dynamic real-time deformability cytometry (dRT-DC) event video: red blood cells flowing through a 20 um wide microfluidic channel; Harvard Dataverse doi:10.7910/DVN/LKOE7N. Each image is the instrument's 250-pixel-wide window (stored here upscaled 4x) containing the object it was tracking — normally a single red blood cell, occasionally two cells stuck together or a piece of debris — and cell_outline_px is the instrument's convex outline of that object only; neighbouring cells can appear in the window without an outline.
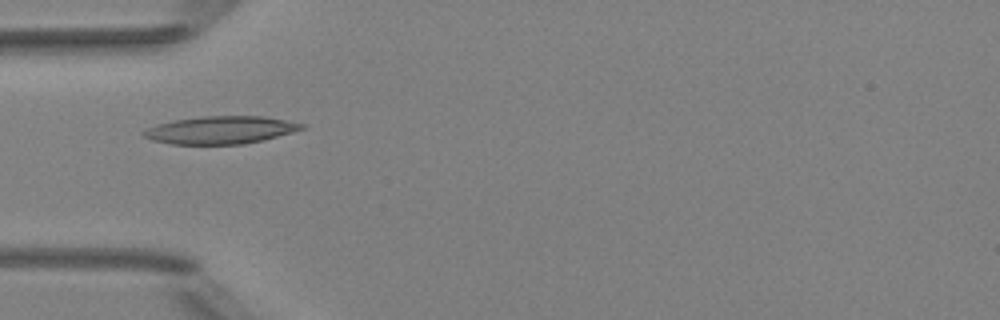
{"species": "Egyptian fruit bat (a non-hibernating species)", "species_latin": "Rousettus aegyptiacus", "temperature_condition": "room temperature", "stored_images_in_passage": 2, "camera_frame_rate_fps": 3000, "um_per_image_px": 0.085, "animal": {"sex": "female"}, "frame": {"image": 1, "passage_image": 1, "time_ms": 0.0, "image_size_px": [1000, 320], "cell_outline_px": [[304, 128], [292, 132], [244, 144], [172, 144], [152, 140], [144, 136], [140, 132], [156, 124], [176, 120], [204, 116], [264, 116], [304, 124]], "centroid_in_image_um": [18.7, 11.05], "position_along_channel_um": 66.3, "area_um2": 25.14}}
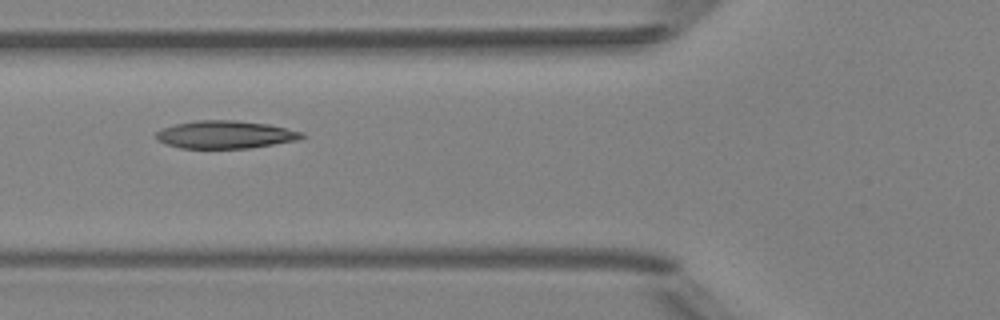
{"frame": {"image": 2, "passage_image": 2, "time_ms": 1.0, "image_size_px": [1000, 320], "cell_outline_px": [[304, 136], [296, 140], [248, 148], [180, 148], [164, 144], [156, 140], [156, 132], [160, 128], [176, 124], [196, 120], [236, 120], [268, 124], [304, 132]], "centroid_in_image_um": [19.09, 11.43], "position_along_channel_um": 106.7, "area_um2": 23.58}}